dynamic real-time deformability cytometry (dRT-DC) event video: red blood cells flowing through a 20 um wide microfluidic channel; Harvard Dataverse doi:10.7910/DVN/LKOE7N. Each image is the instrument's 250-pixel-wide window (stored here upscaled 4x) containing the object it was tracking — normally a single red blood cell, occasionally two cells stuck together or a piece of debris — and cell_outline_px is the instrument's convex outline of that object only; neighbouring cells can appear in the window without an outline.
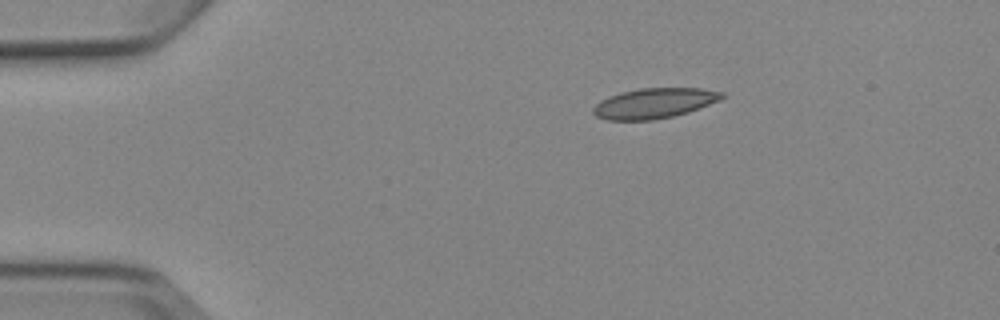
{"species": "Egyptian fruit bat (a non-hibernating species)", "species_latin": "Rousettus aegyptiacus", "temperature_condition": "cold", "stored_images_in_passage": 5, "camera_frame_rate_fps": 3000, "um_per_image_px": 0.085, "animal": {"sex": "female"}, "frame": {"image": 1, "passage_image": 5, "time_ms": 5.667, "image_size_px": [1000, 320], "cell_outline_px": [[724, 96], [720, 100], [688, 112], [672, 116], [652, 120], [608, 120], [596, 116], [592, 112], [592, 108], [600, 100], [608, 96], [620, 92], [640, 88], [700, 88], [724, 92]], "centroid_in_image_um": [55.58, 8.77], "position_along_channel_um": 29.4, "area_um2": 22.66}}